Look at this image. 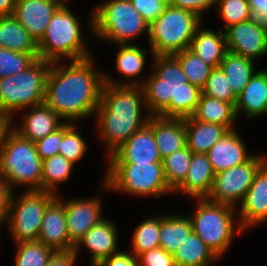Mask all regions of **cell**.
Wrapping results in <instances>:
<instances>
[{
	"label": "cell",
	"mask_w": 267,
	"mask_h": 266,
	"mask_svg": "<svg viewBox=\"0 0 267 266\" xmlns=\"http://www.w3.org/2000/svg\"><path fill=\"white\" fill-rule=\"evenodd\" d=\"M91 58L71 61L69 66H63L60 62L51 65L46 81L45 103L64 122H76L95 114L100 104L104 73L94 69Z\"/></svg>",
	"instance_id": "cell-1"
},
{
	"label": "cell",
	"mask_w": 267,
	"mask_h": 266,
	"mask_svg": "<svg viewBox=\"0 0 267 266\" xmlns=\"http://www.w3.org/2000/svg\"><path fill=\"white\" fill-rule=\"evenodd\" d=\"M153 62L156 71L148 80L118 82L104 73V83L142 86L149 115L173 118L191 116L200 100L202 89L188 82L174 55H154Z\"/></svg>",
	"instance_id": "cell-2"
},
{
	"label": "cell",
	"mask_w": 267,
	"mask_h": 266,
	"mask_svg": "<svg viewBox=\"0 0 267 266\" xmlns=\"http://www.w3.org/2000/svg\"><path fill=\"white\" fill-rule=\"evenodd\" d=\"M142 86L104 83L96 109L97 130L108 148V156L119 149L129 137L146 125L151 115L142 119L146 107ZM108 146V147H107Z\"/></svg>",
	"instance_id": "cell-3"
},
{
	"label": "cell",
	"mask_w": 267,
	"mask_h": 266,
	"mask_svg": "<svg viewBox=\"0 0 267 266\" xmlns=\"http://www.w3.org/2000/svg\"><path fill=\"white\" fill-rule=\"evenodd\" d=\"M80 24L64 2L53 14L38 42L39 59L53 63L61 62L64 57L71 61L92 57L82 39Z\"/></svg>",
	"instance_id": "cell-4"
},
{
	"label": "cell",
	"mask_w": 267,
	"mask_h": 266,
	"mask_svg": "<svg viewBox=\"0 0 267 266\" xmlns=\"http://www.w3.org/2000/svg\"><path fill=\"white\" fill-rule=\"evenodd\" d=\"M90 26L100 39L130 44L143 32L149 34V24L130 0H107L91 13Z\"/></svg>",
	"instance_id": "cell-5"
},
{
	"label": "cell",
	"mask_w": 267,
	"mask_h": 266,
	"mask_svg": "<svg viewBox=\"0 0 267 266\" xmlns=\"http://www.w3.org/2000/svg\"><path fill=\"white\" fill-rule=\"evenodd\" d=\"M202 18L189 10L168 5L149 25L148 39L152 57L174 55L190 47Z\"/></svg>",
	"instance_id": "cell-6"
},
{
	"label": "cell",
	"mask_w": 267,
	"mask_h": 266,
	"mask_svg": "<svg viewBox=\"0 0 267 266\" xmlns=\"http://www.w3.org/2000/svg\"><path fill=\"white\" fill-rule=\"evenodd\" d=\"M51 65L49 61L37 59L25 71L0 78V111L13 116L21 109L45 103Z\"/></svg>",
	"instance_id": "cell-7"
},
{
	"label": "cell",
	"mask_w": 267,
	"mask_h": 266,
	"mask_svg": "<svg viewBox=\"0 0 267 266\" xmlns=\"http://www.w3.org/2000/svg\"><path fill=\"white\" fill-rule=\"evenodd\" d=\"M42 166L35 143L12 130L0 150V174L11 187L18 184L26 185L28 191L41 190Z\"/></svg>",
	"instance_id": "cell-8"
},
{
	"label": "cell",
	"mask_w": 267,
	"mask_h": 266,
	"mask_svg": "<svg viewBox=\"0 0 267 266\" xmlns=\"http://www.w3.org/2000/svg\"><path fill=\"white\" fill-rule=\"evenodd\" d=\"M197 200L199 204L194 216L189 217L193 232L220 258L230 247L234 233L239 235L243 232L240 225L235 224V208L211 202L207 198Z\"/></svg>",
	"instance_id": "cell-9"
},
{
	"label": "cell",
	"mask_w": 267,
	"mask_h": 266,
	"mask_svg": "<svg viewBox=\"0 0 267 266\" xmlns=\"http://www.w3.org/2000/svg\"><path fill=\"white\" fill-rule=\"evenodd\" d=\"M107 169L103 180L105 189L156 198L173 192L166 182L163 162L109 163Z\"/></svg>",
	"instance_id": "cell-10"
},
{
	"label": "cell",
	"mask_w": 267,
	"mask_h": 266,
	"mask_svg": "<svg viewBox=\"0 0 267 266\" xmlns=\"http://www.w3.org/2000/svg\"><path fill=\"white\" fill-rule=\"evenodd\" d=\"M56 196L43 190H25L19 199L13 194L5 224L16 243L38 240L44 212Z\"/></svg>",
	"instance_id": "cell-11"
},
{
	"label": "cell",
	"mask_w": 267,
	"mask_h": 266,
	"mask_svg": "<svg viewBox=\"0 0 267 266\" xmlns=\"http://www.w3.org/2000/svg\"><path fill=\"white\" fill-rule=\"evenodd\" d=\"M267 161V156L253 155L247 162L215 174L207 199L235 207L242 203L253 183L255 173Z\"/></svg>",
	"instance_id": "cell-12"
},
{
	"label": "cell",
	"mask_w": 267,
	"mask_h": 266,
	"mask_svg": "<svg viewBox=\"0 0 267 266\" xmlns=\"http://www.w3.org/2000/svg\"><path fill=\"white\" fill-rule=\"evenodd\" d=\"M228 51L254 60L267 53V27L256 17L225 29Z\"/></svg>",
	"instance_id": "cell-13"
},
{
	"label": "cell",
	"mask_w": 267,
	"mask_h": 266,
	"mask_svg": "<svg viewBox=\"0 0 267 266\" xmlns=\"http://www.w3.org/2000/svg\"><path fill=\"white\" fill-rule=\"evenodd\" d=\"M109 160L110 163L163 162L152 130V115L148 123L133 133Z\"/></svg>",
	"instance_id": "cell-14"
},
{
	"label": "cell",
	"mask_w": 267,
	"mask_h": 266,
	"mask_svg": "<svg viewBox=\"0 0 267 266\" xmlns=\"http://www.w3.org/2000/svg\"><path fill=\"white\" fill-rule=\"evenodd\" d=\"M63 3L64 0H16L12 16L38 43L53 14Z\"/></svg>",
	"instance_id": "cell-15"
},
{
	"label": "cell",
	"mask_w": 267,
	"mask_h": 266,
	"mask_svg": "<svg viewBox=\"0 0 267 266\" xmlns=\"http://www.w3.org/2000/svg\"><path fill=\"white\" fill-rule=\"evenodd\" d=\"M100 198L71 199L65 202L66 227L70 242L76 246L86 232L102 219Z\"/></svg>",
	"instance_id": "cell-16"
},
{
	"label": "cell",
	"mask_w": 267,
	"mask_h": 266,
	"mask_svg": "<svg viewBox=\"0 0 267 266\" xmlns=\"http://www.w3.org/2000/svg\"><path fill=\"white\" fill-rule=\"evenodd\" d=\"M238 224L243 229L267 222V161L255 173L253 183L240 204Z\"/></svg>",
	"instance_id": "cell-17"
},
{
	"label": "cell",
	"mask_w": 267,
	"mask_h": 266,
	"mask_svg": "<svg viewBox=\"0 0 267 266\" xmlns=\"http://www.w3.org/2000/svg\"><path fill=\"white\" fill-rule=\"evenodd\" d=\"M38 240L54 251L74 250L66 227L65 202L57 196L44 212Z\"/></svg>",
	"instance_id": "cell-18"
},
{
	"label": "cell",
	"mask_w": 267,
	"mask_h": 266,
	"mask_svg": "<svg viewBox=\"0 0 267 266\" xmlns=\"http://www.w3.org/2000/svg\"><path fill=\"white\" fill-rule=\"evenodd\" d=\"M241 136L235 129L228 130L206 153L214 173L247 162L253 155H248Z\"/></svg>",
	"instance_id": "cell-19"
},
{
	"label": "cell",
	"mask_w": 267,
	"mask_h": 266,
	"mask_svg": "<svg viewBox=\"0 0 267 266\" xmlns=\"http://www.w3.org/2000/svg\"><path fill=\"white\" fill-rule=\"evenodd\" d=\"M117 241V229L115 224L107 219H102L86 232L83 238L74 247V252L77 254L80 246H85L92 254L91 266H97L105 258L118 252L116 251Z\"/></svg>",
	"instance_id": "cell-20"
},
{
	"label": "cell",
	"mask_w": 267,
	"mask_h": 266,
	"mask_svg": "<svg viewBox=\"0 0 267 266\" xmlns=\"http://www.w3.org/2000/svg\"><path fill=\"white\" fill-rule=\"evenodd\" d=\"M24 115L21 128H13L22 138L36 142L45 138L65 122L46 103L30 107Z\"/></svg>",
	"instance_id": "cell-21"
},
{
	"label": "cell",
	"mask_w": 267,
	"mask_h": 266,
	"mask_svg": "<svg viewBox=\"0 0 267 266\" xmlns=\"http://www.w3.org/2000/svg\"><path fill=\"white\" fill-rule=\"evenodd\" d=\"M152 130L162 160L187 146L184 118L152 115Z\"/></svg>",
	"instance_id": "cell-22"
},
{
	"label": "cell",
	"mask_w": 267,
	"mask_h": 266,
	"mask_svg": "<svg viewBox=\"0 0 267 266\" xmlns=\"http://www.w3.org/2000/svg\"><path fill=\"white\" fill-rule=\"evenodd\" d=\"M214 177L215 173L208 155L193 153L186 178L173 192H186L194 199L207 198L211 192Z\"/></svg>",
	"instance_id": "cell-23"
},
{
	"label": "cell",
	"mask_w": 267,
	"mask_h": 266,
	"mask_svg": "<svg viewBox=\"0 0 267 266\" xmlns=\"http://www.w3.org/2000/svg\"><path fill=\"white\" fill-rule=\"evenodd\" d=\"M244 111L247 118L260 117L267 113V70L257 71L244 90L237 96L236 116Z\"/></svg>",
	"instance_id": "cell-24"
},
{
	"label": "cell",
	"mask_w": 267,
	"mask_h": 266,
	"mask_svg": "<svg viewBox=\"0 0 267 266\" xmlns=\"http://www.w3.org/2000/svg\"><path fill=\"white\" fill-rule=\"evenodd\" d=\"M201 29L196 30L189 49L207 65L218 68L228 51L225 32Z\"/></svg>",
	"instance_id": "cell-25"
},
{
	"label": "cell",
	"mask_w": 267,
	"mask_h": 266,
	"mask_svg": "<svg viewBox=\"0 0 267 266\" xmlns=\"http://www.w3.org/2000/svg\"><path fill=\"white\" fill-rule=\"evenodd\" d=\"M184 120L187 147L193 153L206 154L228 131L222 125L202 122L193 119L191 116L184 118Z\"/></svg>",
	"instance_id": "cell-26"
},
{
	"label": "cell",
	"mask_w": 267,
	"mask_h": 266,
	"mask_svg": "<svg viewBox=\"0 0 267 266\" xmlns=\"http://www.w3.org/2000/svg\"><path fill=\"white\" fill-rule=\"evenodd\" d=\"M0 46L25 54H38V43L12 15L0 16Z\"/></svg>",
	"instance_id": "cell-27"
},
{
	"label": "cell",
	"mask_w": 267,
	"mask_h": 266,
	"mask_svg": "<svg viewBox=\"0 0 267 266\" xmlns=\"http://www.w3.org/2000/svg\"><path fill=\"white\" fill-rule=\"evenodd\" d=\"M191 117L202 122L222 125L228 130L235 129L233 124L237 119L235 107L231 103L204 94H201Z\"/></svg>",
	"instance_id": "cell-28"
},
{
	"label": "cell",
	"mask_w": 267,
	"mask_h": 266,
	"mask_svg": "<svg viewBox=\"0 0 267 266\" xmlns=\"http://www.w3.org/2000/svg\"><path fill=\"white\" fill-rule=\"evenodd\" d=\"M193 232L189 217L177 215H160V247L170 254Z\"/></svg>",
	"instance_id": "cell-29"
},
{
	"label": "cell",
	"mask_w": 267,
	"mask_h": 266,
	"mask_svg": "<svg viewBox=\"0 0 267 266\" xmlns=\"http://www.w3.org/2000/svg\"><path fill=\"white\" fill-rule=\"evenodd\" d=\"M173 257L176 266H209L218 258L194 232L179 245Z\"/></svg>",
	"instance_id": "cell-30"
},
{
	"label": "cell",
	"mask_w": 267,
	"mask_h": 266,
	"mask_svg": "<svg viewBox=\"0 0 267 266\" xmlns=\"http://www.w3.org/2000/svg\"><path fill=\"white\" fill-rule=\"evenodd\" d=\"M254 61L227 51L220 67L225 72L233 93L238 96L256 73Z\"/></svg>",
	"instance_id": "cell-31"
},
{
	"label": "cell",
	"mask_w": 267,
	"mask_h": 266,
	"mask_svg": "<svg viewBox=\"0 0 267 266\" xmlns=\"http://www.w3.org/2000/svg\"><path fill=\"white\" fill-rule=\"evenodd\" d=\"M74 164L61 154L43 160L41 190L56 193V187L68 178Z\"/></svg>",
	"instance_id": "cell-32"
},
{
	"label": "cell",
	"mask_w": 267,
	"mask_h": 266,
	"mask_svg": "<svg viewBox=\"0 0 267 266\" xmlns=\"http://www.w3.org/2000/svg\"><path fill=\"white\" fill-rule=\"evenodd\" d=\"M160 247V217L143 220L136 228L132 238V253L138 257L151 249Z\"/></svg>",
	"instance_id": "cell-33"
},
{
	"label": "cell",
	"mask_w": 267,
	"mask_h": 266,
	"mask_svg": "<svg viewBox=\"0 0 267 266\" xmlns=\"http://www.w3.org/2000/svg\"><path fill=\"white\" fill-rule=\"evenodd\" d=\"M193 152L186 146L163 159L164 176L174 191L186 178Z\"/></svg>",
	"instance_id": "cell-34"
},
{
	"label": "cell",
	"mask_w": 267,
	"mask_h": 266,
	"mask_svg": "<svg viewBox=\"0 0 267 266\" xmlns=\"http://www.w3.org/2000/svg\"><path fill=\"white\" fill-rule=\"evenodd\" d=\"M147 50L137 47V45L120 44L116 55L117 72L125 75L126 78L134 79L139 76L145 65Z\"/></svg>",
	"instance_id": "cell-35"
},
{
	"label": "cell",
	"mask_w": 267,
	"mask_h": 266,
	"mask_svg": "<svg viewBox=\"0 0 267 266\" xmlns=\"http://www.w3.org/2000/svg\"><path fill=\"white\" fill-rule=\"evenodd\" d=\"M174 56L179 60L188 82L202 89L213 68L204 63L189 48L175 53Z\"/></svg>",
	"instance_id": "cell-36"
},
{
	"label": "cell",
	"mask_w": 267,
	"mask_h": 266,
	"mask_svg": "<svg viewBox=\"0 0 267 266\" xmlns=\"http://www.w3.org/2000/svg\"><path fill=\"white\" fill-rule=\"evenodd\" d=\"M15 266H46L54 250L39 240L18 242Z\"/></svg>",
	"instance_id": "cell-37"
},
{
	"label": "cell",
	"mask_w": 267,
	"mask_h": 266,
	"mask_svg": "<svg viewBox=\"0 0 267 266\" xmlns=\"http://www.w3.org/2000/svg\"><path fill=\"white\" fill-rule=\"evenodd\" d=\"M76 128L73 121L64 123V136L59 144L58 152L74 165L87 151L86 143Z\"/></svg>",
	"instance_id": "cell-38"
},
{
	"label": "cell",
	"mask_w": 267,
	"mask_h": 266,
	"mask_svg": "<svg viewBox=\"0 0 267 266\" xmlns=\"http://www.w3.org/2000/svg\"><path fill=\"white\" fill-rule=\"evenodd\" d=\"M202 94L231 103L234 107L236 105L237 96L233 93L226 74L221 67L212 69L202 88Z\"/></svg>",
	"instance_id": "cell-39"
},
{
	"label": "cell",
	"mask_w": 267,
	"mask_h": 266,
	"mask_svg": "<svg viewBox=\"0 0 267 266\" xmlns=\"http://www.w3.org/2000/svg\"><path fill=\"white\" fill-rule=\"evenodd\" d=\"M37 59L39 54H25L0 46V78L25 71Z\"/></svg>",
	"instance_id": "cell-40"
},
{
	"label": "cell",
	"mask_w": 267,
	"mask_h": 266,
	"mask_svg": "<svg viewBox=\"0 0 267 266\" xmlns=\"http://www.w3.org/2000/svg\"><path fill=\"white\" fill-rule=\"evenodd\" d=\"M218 12L227 26L242 23L253 19L255 16L251 10L249 0H217Z\"/></svg>",
	"instance_id": "cell-41"
},
{
	"label": "cell",
	"mask_w": 267,
	"mask_h": 266,
	"mask_svg": "<svg viewBox=\"0 0 267 266\" xmlns=\"http://www.w3.org/2000/svg\"><path fill=\"white\" fill-rule=\"evenodd\" d=\"M64 136V124L35 143L37 153L42 160L50 158L59 152V144Z\"/></svg>",
	"instance_id": "cell-42"
},
{
	"label": "cell",
	"mask_w": 267,
	"mask_h": 266,
	"mask_svg": "<svg viewBox=\"0 0 267 266\" xmlns=\"http://www.w3.org/2000/svg\"><path fill=\"white\" fill-rule=\"evenodd\" d=\"M142 17L150 25L169 5L168 0H130Z\"/></svg>",
	"instance_id": "cell-43"
},
{
	"label": "cell",
	"mask_w": 267,
	"mask_h": 266,
	"mask_svg": "<svg viewBox=\"0 0 267 266\" xmlns=\"http://www.w3.org/2000/svg\"><path fill=\"white\" fill-rule=\"evenodd\" d=\"M138 259L140 266H176L173 255L161 247L140 254Z\"/></svg>",
	"instance_id": "cell-44"
},
{
	"label": "cell",
	"mask_w": 267,
	"mask_h": 266,
	"mask_svg": "<svg viewBox=\"0 0 267 266\" xmlns=\"http://www.w3.org/2000/svg\"><path fill=\"white\" fill-rule=\"evenodd\" d=\"M169 5L194 12L202 18L205 10L213 7L217 0H168Z\"/></svg>",
	"instance_id": "cell-45"
},
{
	"label": "cell",
	"mask_w": 267,
	"mask_h": 266,
	"mask_svg": "<svg viewBox=\"0 0 267 266\" xmlns=\"http://www.w3.org/2000/svg\"><path fill=\"white\" fill-rule=\"evenodd\" d=\"M97 266H140L139 259L132 252L118 251L105 258Z\"/></svg>",
	"instance_id": "cell-46"
},
{
	"label": "cell",
	"mask_w": 267,
	"mask_h": 266,
	"mask_svg": "<svg viewBox=\"0 0 267 266\" xmlns=\"http://www.w3.org/2000/svg\"><path fill=\"white\" fill-rule=\"evenodd\" d=\"M12 192L13 188L10 183L0 174V223H5L13 196Z\"/></svg>",
	"instance_id": "cell-47"
},
{
	"label": "cell",
	"mask_w": 267,
	"mask_h": 266,
	"mask_svg": "<svg viewBox=\"0 0 267 266\" xmlns=\"http://www.w3.org/2000/svg\"><path fill=\"white\" fill-rule=\"evenodd\" d=\"M77 254L71 251H54L50 256L46 266H73Z\"/></svg>",
	"instance_id": "cell-48"
},
{
	"label": "cell",
	"mask_w": 267,
	"mask_h": 266,
	"mask_svg": "<svg viewBox=\"0 0 267 266\" xmlns=\"http://www.w3.org/2000/svg\"><path fill=\"white\" fill-rule=\"evenodd\" d=\"M254 16L267 27V0H249Z\"/></svg>",
	"instance_id": "cell-49"
},
{
	"label": "cell",
	"mask_w": 267,
	"mask_h": 266,
	"mask_svg": "<svg viewBox=\"0 0 267 266\" xmlns=\"http://www.w3.org/2000/svg\"><path fill=\"white\" fill-rule=\"evenodd\" d=\"M12 118L10 114L0 111V150L8 136V134L13 130L10 126L12 125ZM11 127V129H10Z\"/></svg>",
	"instance_id": "cell-50"
},
{
	"label": "cell",
	"mask_w": 267,
	"mask_h": 266,
	"mask_svg": "<svg viewBox=\"0 0 267 266\" xmlns=\"http://www.w3.org/2000/svg\"><path fill=\"white\" fill-rule=\"evenodd\" d=\"M16 0H0V16L13 15Z\"/></svg>",
	"instance_id": "cell-51"
}]
</instances>
